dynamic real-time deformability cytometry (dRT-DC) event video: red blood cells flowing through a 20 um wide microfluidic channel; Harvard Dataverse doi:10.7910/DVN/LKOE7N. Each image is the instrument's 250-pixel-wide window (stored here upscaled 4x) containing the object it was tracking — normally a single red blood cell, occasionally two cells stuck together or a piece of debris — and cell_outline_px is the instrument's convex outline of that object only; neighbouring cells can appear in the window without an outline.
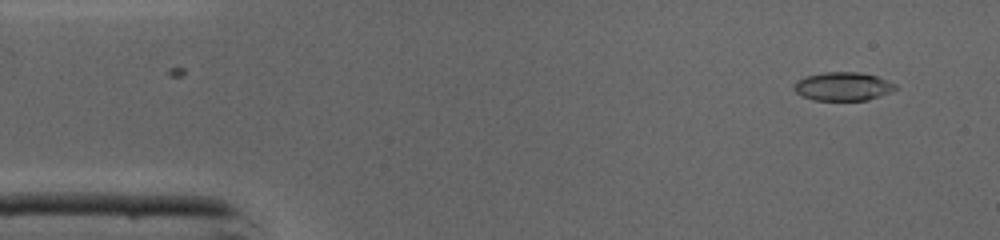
{"species": "common noctule bat (a hibernating species)", "species_latin": "Nyctalus noctula", "temperature_condition": "cold", "stored_images_in_passage": 4, "camera_frame_rate_fps": 3000, "um_per_image_px": 0.085, "animal": {"sex": "male", "body_mass_g": 19.0, "forearm_length_mm": 50.8}, "frame": {"image": 1, "passage_image": 2, "time_ms": 0.333, "image_size_px": [1000, 240], "cell_outline_px": [[896, 88], [892, 92], [868, 100], [812, 100], [796, 92], [792, 88], [792, 84], [796, 80], [804, 76], [824, 72], [860, 72], [876, 76], [888, 80], [896, 84]], "centroid_in_image_um": [71.63, 7.34], "position_along_channel_um": 13.4, "area_um2": 17.05}}